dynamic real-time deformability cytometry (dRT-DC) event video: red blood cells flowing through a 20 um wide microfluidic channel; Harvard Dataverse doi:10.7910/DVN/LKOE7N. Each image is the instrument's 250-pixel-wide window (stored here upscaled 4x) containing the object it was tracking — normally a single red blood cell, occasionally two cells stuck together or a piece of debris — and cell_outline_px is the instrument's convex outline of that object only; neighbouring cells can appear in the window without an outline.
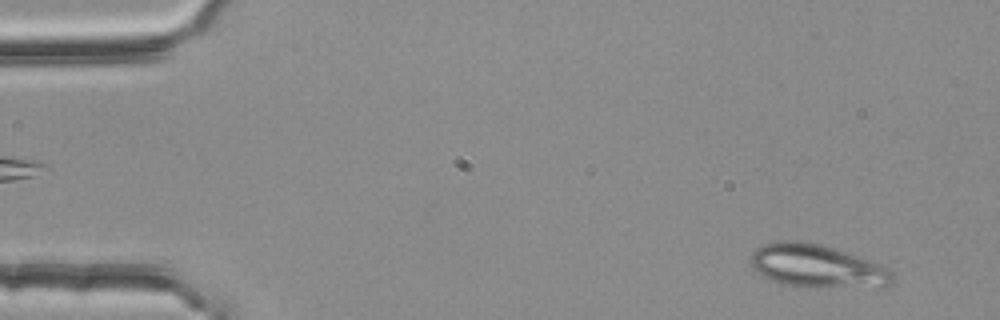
{"species": "common noctule bat (a hibernating species)", "species_latin": "Nyctalus noctula", "temperature_condition": "room temperature", "stored_images_in_passage": 48, "camera_frame_rate_fps": 3000, "um_per_image_px": 0.085, "animal": {"sex": "female", "body_mass_g": 25.1}, "frame": {"image": 1, "passage_image": 1, "time_ms": 0.0, "image_size_px": [1000, 320], "cell_outline_px": [[892, 284], [884, 288], [784, 284], [772, 280], [764, 276], [752, 268], [752, 252], [756, 248], [764, 244], [780, 240], [800, 240], [820, 244], [884, 264], [892, 272]], "centroid_in_image_um": [69.5, 22.59], "position_along_channel_um": 15.5, "area_um2": 35.26}}
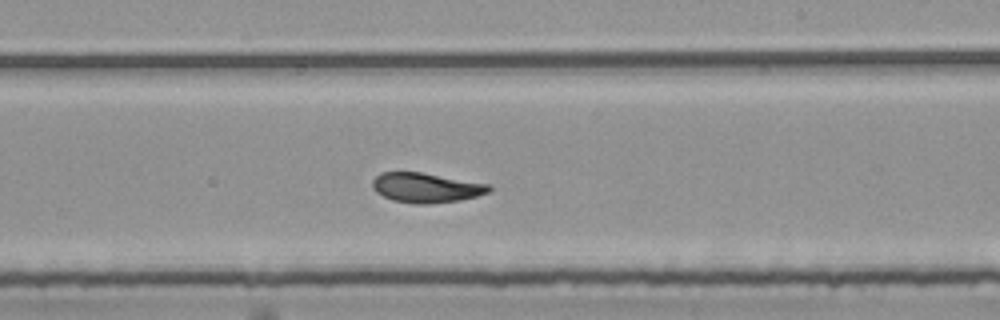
{"frame": {"image": 2, "passage_image": 29, "time_ms": 9.333, "image_size_px": [1000, 320], "cell_outline_px": [[492, 188], [488, 192], [476, 196], [460, 200], [428, 204], [416, 204], [392, 200], [376, 192], [372, 188], [372, 180], [380, 172], [420, 172], [488, 184]], "centroid_in_image_um": [36.17, 15.95], "position_along_channel_um": 252.8, "area_um2": 20.06}}
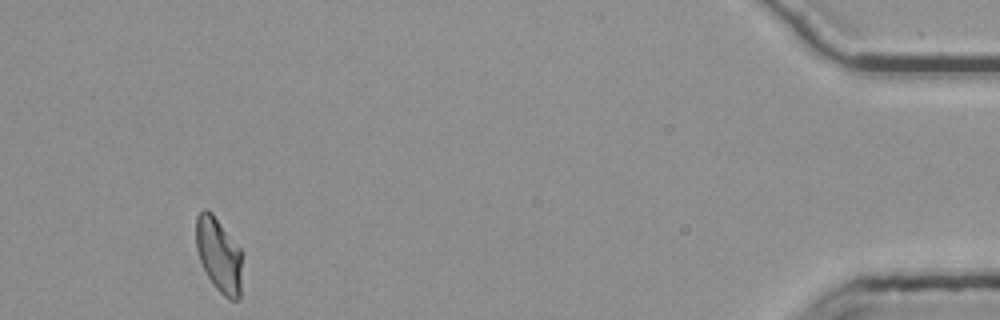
{"frame": {"image": 3, "passage_image": 48, "time_ms": 15.667, "image_size_px": [1000, 320], "cell_outline_px": [[240, 300], [228, 300], [212, 284], [200, 260], [196, 248], [196, 216], [204, 208], [208, 208], [212, 212], [240, 248]], "centroid_in_image_um": [18.58, 21.65], "position_along_channel_um": 416.6, "area_um2": 19.83}, "authors_computed_cell_mechanics": {"area_um2": 20.5479, "velocity_mm_per_s": 3.7648, "shape_relaxation_time_tau1_ms": null, "shape_relaxation_time_tau2_ms": 1.7313, "deformation_change_tau1": null, "deformation_change_tau2": 0.06}}